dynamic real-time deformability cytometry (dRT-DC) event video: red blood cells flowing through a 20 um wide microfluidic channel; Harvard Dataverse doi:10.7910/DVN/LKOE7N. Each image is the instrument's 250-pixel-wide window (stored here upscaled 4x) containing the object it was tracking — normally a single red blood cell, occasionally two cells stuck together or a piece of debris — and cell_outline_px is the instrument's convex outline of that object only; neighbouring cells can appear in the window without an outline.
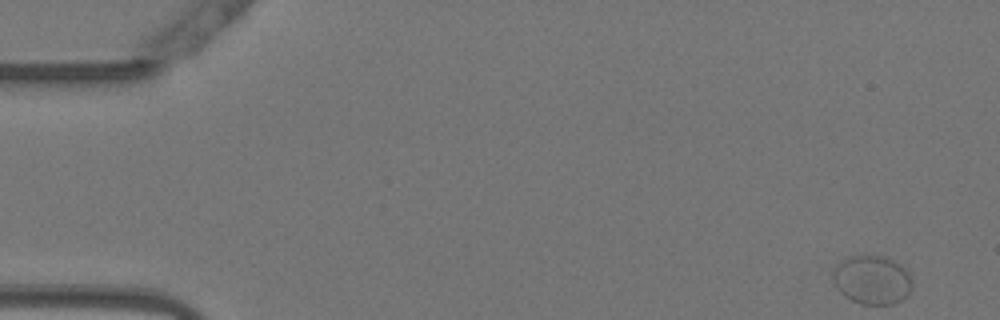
{"species": "Egyptian fruit bat (a non-hibernating species)", "species_latin": "Rousettus aegyptiacus", "temperature_condition": "warm", "stored_images_in_passage": 52, "camera_frame_rate_fps": 3000, "um_per_image_px": 0.085, "animal": {"sex": "female"}, "frame": {"image": 1, "passage_image": 1, "time_ms": 0.0, "image_size_px": [1000, 320], "cell_outline_px": [[912, 288], [908, 296], [896, 304], [860, 304], [844, 296], [836, 288], [832, 276], [832, 272], [844, 260], [852, 256], [884, 256], [900, 264], [908, 272], [912, 280]], "centroid_in_image_um": [74.16, 23.82], "position_along_channel_um": 10.8, "area_um2": 22.54}}
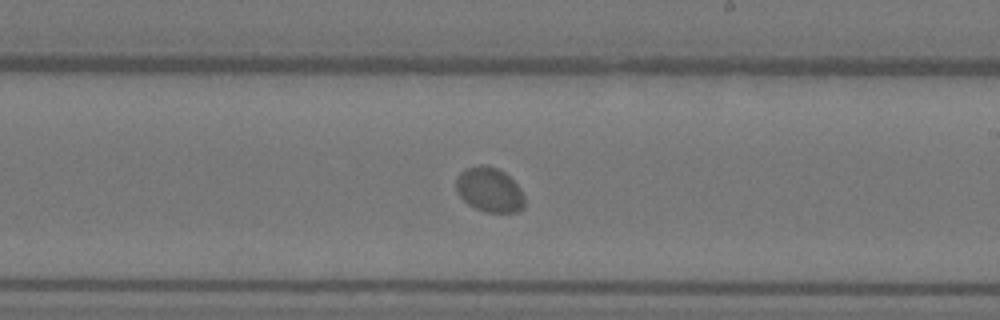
{"frame": {"image": 2, "passage_image": 30, "time_ms": 9.667, "image_size_px": [1000, 320], "cell_outline_px": [[524, 208], [516, 212], [488, 212], [476, 208], [468, 204], [456, 192], [456, 180], [460, 172], [468, 168], [480, 164], [496, 168], [504, 172], [520, 188], [524, 196]], "centroid_in_image_um": [41.6, 16.14], "position_along_channel_um": 247.4, "area_um2": 17.63}}
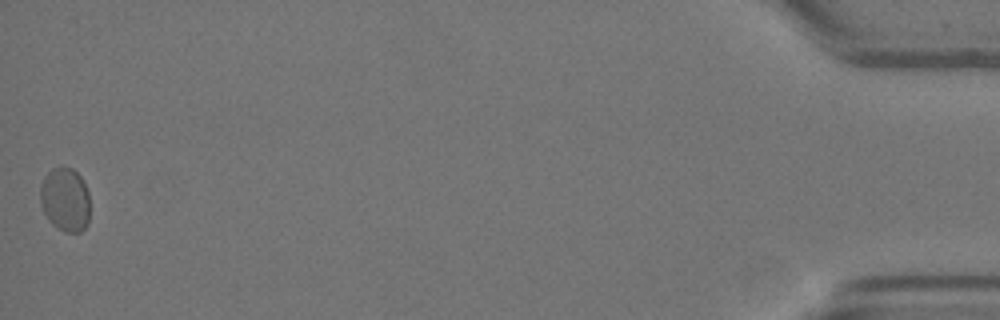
{"frame": {"image": 3, "passage_image": 52, "time_ms": 17.0, "image_size_px": [1000, 320], "cell_outline_px": [[88, 224], [80, 232], [64, 232], [52, 224], [48, 220], [40, 204], [40, 188], [44, 176], [52, 168], [64, 164], [72, 168], [80, 176], [88, 192]], "centroid_in_image_um": [5.51, 16.94], "position_along_channel_um": 429.7, "area_um2": 18.67}, "authors_computed_cell_mechanics": {"area_um2": 18.3226, "velocity_mm_per_s": 3.7742, "shape_relaxation_time_tau1_ms": null, "shape_relaxation_time_tau2_ms": 2.4365, "deformation_change_tau1": null, "deformation_change_tau2": 0.0098}}